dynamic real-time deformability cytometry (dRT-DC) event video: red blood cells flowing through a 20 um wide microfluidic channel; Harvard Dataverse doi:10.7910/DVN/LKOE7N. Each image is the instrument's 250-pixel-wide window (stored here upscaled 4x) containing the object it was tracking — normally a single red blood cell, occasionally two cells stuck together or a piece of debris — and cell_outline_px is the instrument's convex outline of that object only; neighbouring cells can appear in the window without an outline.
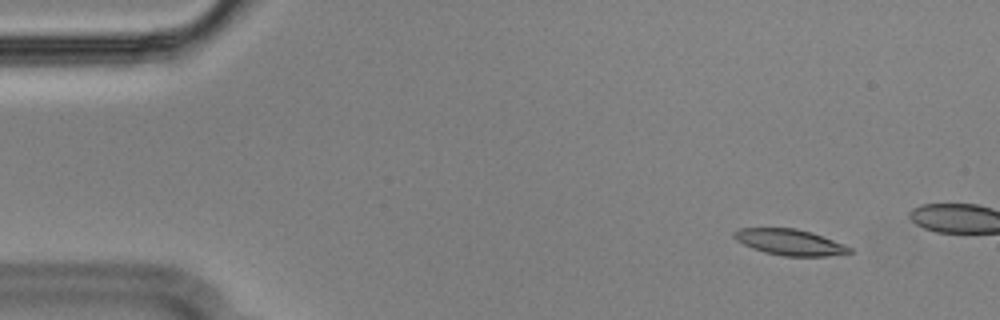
{"species": "Egyptian fruit bat (a non-hibernating species)", "species_latin": "Rousettus aegyptiacus", "temperature_condition": "cold", "stored_images_in_passage": 10, "camera_frame_rate_fps": 3000, "um_per_image_px": 0.085, "animal": {"sex": "male"}, "frame": {"image": 1, "passage_image": 1, "time_ms": 0.0, "image_size_px": [1000, 320], "cell_outline_px": [[852, 252], [828, 256], [784, 256], [764, 252], [752, 248], [736, 240], [732, 236], [732, 232], [740, 228], [796, 228], [812, 232], [844, 244], [852, 248]], "centroid_in_image_um": [67.12, 20.58], "position_along_channel_um": 17.9, "area_um2": 17.51}}